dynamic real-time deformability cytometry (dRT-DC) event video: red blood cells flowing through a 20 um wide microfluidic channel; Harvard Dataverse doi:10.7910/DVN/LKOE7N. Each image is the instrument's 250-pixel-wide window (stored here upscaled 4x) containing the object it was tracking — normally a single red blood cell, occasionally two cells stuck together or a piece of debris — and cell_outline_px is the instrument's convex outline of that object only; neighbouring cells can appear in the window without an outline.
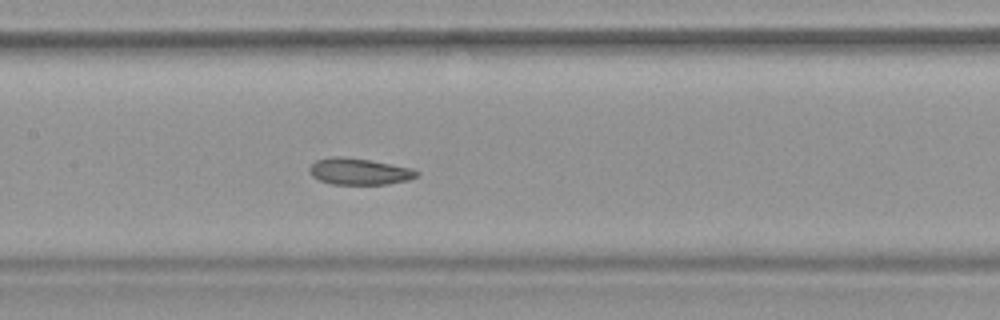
{"species": "common noctule bat (a hibernating species)", "species_latin": "Nyctalus noctula", "temperature_condition": "warm", "stored_images_in_passage": 34, "camera_frame_rate_fps": 3000, "um_per_image_px": 0.085, "animal": {"sex": "female", "body_mass_g": 19.9}, "frame": {"image": 1, "passage_image": 15, "time_ms": 4.667, "image_size_px": [1000, 320], "cell_outline_px": [[420, 172], [416, 176], [408, 180], [388, 184], [332, 184], [320, 180], [312, 176], [308, 172], [308, 168], [316, 160], [332, 156], [344, 156], [368, 160], [412, 168]], "centroid_in_image_um": [30.5, 14.57], "position_along_channel_um": 176.9, "area_um2": 16.53}, "authors_computed_cell_mechanics": {"area_um2": 17.5423, "velocity_mm_per_s": 3.7462, "shape_relaxation_time_tau1_ms": null, "shape_relaxation_time_tau2_ms": 3.3599, "deformation_change_tau1": null, "deformation_change_tau2": 0.1051}}